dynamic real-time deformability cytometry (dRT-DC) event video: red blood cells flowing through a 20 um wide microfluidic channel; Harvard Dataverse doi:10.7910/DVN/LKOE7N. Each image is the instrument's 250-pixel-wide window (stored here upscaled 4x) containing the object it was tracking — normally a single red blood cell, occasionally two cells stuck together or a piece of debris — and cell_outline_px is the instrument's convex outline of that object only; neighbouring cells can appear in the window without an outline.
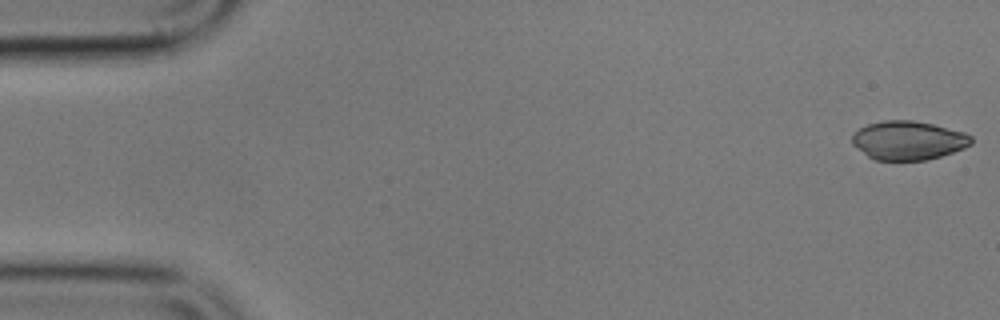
{"species": "common noctule bat (a hibernating species)", "species_latin": "Nyctalus noctula", "temperature_condition": "cold", "stored_images_in_passage": 14, "camera_frame_rate_fps": 3000, "um_per_image_px": 0.085, "animal": {"sex": "male", "body_mass_g": 17.9}, "frame": {"image": 1, "passage_image": 1, "time_ms": 0.0, "image_size_px": [1000, 320], "cell_outline_px": [[972, 144], [964, 148], [928, 160], [876, 160], [868, 156], [852, 144], [852, 136], [860, 128], [868, 124], [884, 120], [912, 120], [932, 124], [964, 132], [972, 136]], "centroid_in_image_um": [77.21, 11.93], "position_along_channel_um": 7.8, "area_um2": 26.82}}
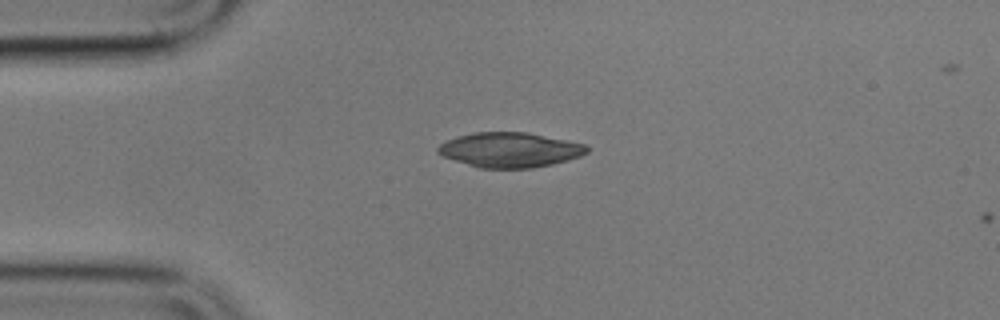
{"frame": {"image": 2, "passage_image": 13, "time_ms": 4.0, "image_size_px": [1000, 320], "cell_outline_px": [[588, 152], [580, 156], [568, 160], [552, 164], [532, 168], [480, 168], [444, 156], [436, 152], [436, 148], [440, 144], [448, 140], [472, 132], [528, 132], [588, 144]], "centroid_in_image_um": [43.39, 12.73], "position_along_channel_um": 41.6, "area_um2": 30.23}}